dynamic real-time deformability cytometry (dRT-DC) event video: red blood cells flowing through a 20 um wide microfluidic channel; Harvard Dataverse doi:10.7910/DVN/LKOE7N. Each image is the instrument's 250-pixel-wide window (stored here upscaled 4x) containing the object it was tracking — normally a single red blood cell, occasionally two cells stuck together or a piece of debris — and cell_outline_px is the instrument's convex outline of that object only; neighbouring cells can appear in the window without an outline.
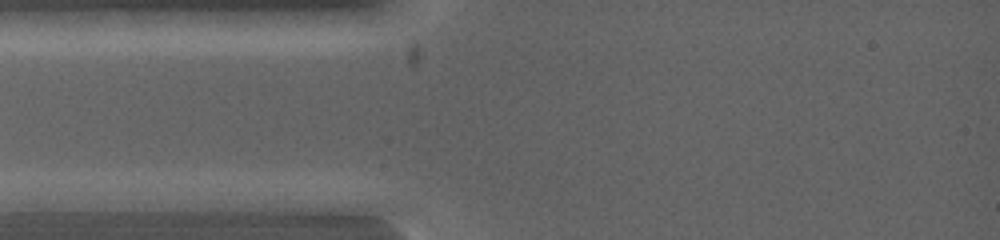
{"species": "common noctule bat (a hibernating species)", "species_latin": "Nyctalus noctula", "temperature_condition": "warm", "stored_images_in_passage": 2, "camera_frame_rate_fps": 5000, "um_per_image_px": 0.085, "animal": {"sex": "female", "body_mass_g": 19.0, "forearm_length_mm": 53.3}, "frame": {"image": 1, "passage_image": 1, "time_ms": 0.0, "image_size_px": [1000, 240], "cell_outline_px": [[120, 200], [108, 212], [16, 212], [12, 200], [104, 192]], "centroid_in_image_um": [5.77, 17.31], "position_along_channel_um": 79.2, "area_um2": 11.79}}